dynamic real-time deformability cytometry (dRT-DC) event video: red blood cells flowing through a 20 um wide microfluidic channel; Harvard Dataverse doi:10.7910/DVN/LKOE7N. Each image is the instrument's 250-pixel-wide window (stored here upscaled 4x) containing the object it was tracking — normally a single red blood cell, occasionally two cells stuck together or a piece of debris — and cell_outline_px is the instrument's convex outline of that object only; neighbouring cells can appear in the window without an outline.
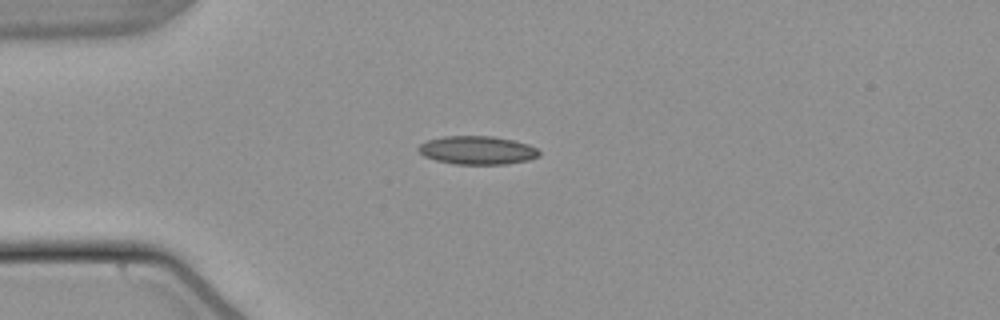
{"species": "common noctule bat (a hibernating species)", "species_latin": "Nyctalus noctula", "temperature_condition": "warm", "stored_images_in_passage": 53, "camera_frame_rate_fps": 3000, "um_per_image_px": 0.085, "animal": {"sex": "male", "body_mass_g": 21.5, "forearm_length_mm": 52.0}, "frame": {"image": 1, "passage_image": 13, "time_ms": 4.0, "image_size_px": [1000, 320], "cell_outline_px": [[540, 156], [528, 160], [504, 164], [456, 164], [436, 160], [424, 156], [416, 148], [420, 144], [428, 140], [444, 136], [492, 136], [512, 140], [528, 144], [536, 148], [540, 152]], "centroid_in_image_um": [40.57, 12.77], "position_along_channel_um": 44.4, "area_um2": 19.88}}
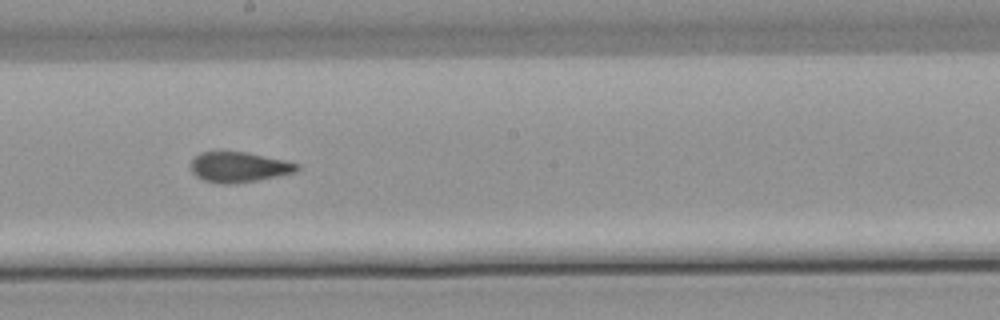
{"frame": {"image": 2, "passage_image": 29, "time_ms": 9.333, "image_size_px": [1000, 320], "cell_outline_px": [[300, 168], [296, 172], [256, 180], [228, 184], [224, 184], [204, 180], [196, 176], [192, 172], [192, 160], [200, 152], [244, 152], [284, 160], [300, 164]], "centroid_in_image_um": [20.32, 14.2], "position_along_channel_um": 227.9, "area_um2": 18.38}}
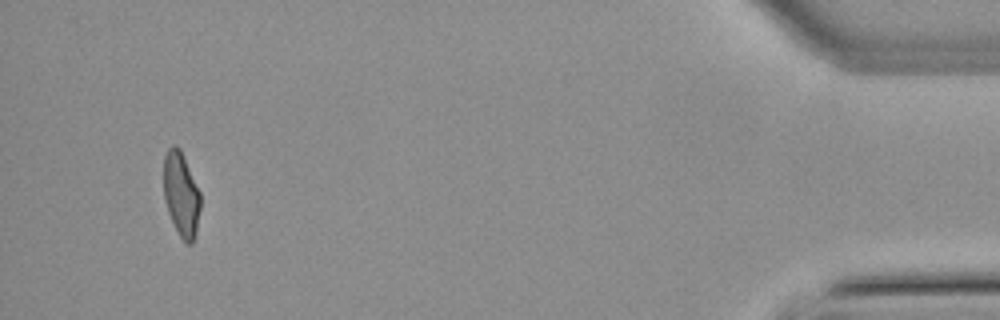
{"frame": {"image": 3, "passage_image": 50, "time_ms": 16.333, "image_size_px": [1000, 320], "cell_outline_px": [[200, 208], [196, 232], [192, 244], [184, 244], [168, 212], [164, 196], [164, 156], [168, 148], [172, 144], [176, 144], [180, 148], [200, 192]], "centroid_in_image_um": [15.4, 16.5], "position_along_channel_um": 419.8, "area_um2": 18.03}, "authors_computed_cell_mechanics": {"area_um2": 18.9584, "velocity_mm_per_s": 3.8364, "shape_relaxation_time_tau1_ms": 11.073, "shape_relaxation_time_tau2_ms": 1.2187, "deformation_change_tau1": 0.272, "deformation_change_tau2": 0.0833}}